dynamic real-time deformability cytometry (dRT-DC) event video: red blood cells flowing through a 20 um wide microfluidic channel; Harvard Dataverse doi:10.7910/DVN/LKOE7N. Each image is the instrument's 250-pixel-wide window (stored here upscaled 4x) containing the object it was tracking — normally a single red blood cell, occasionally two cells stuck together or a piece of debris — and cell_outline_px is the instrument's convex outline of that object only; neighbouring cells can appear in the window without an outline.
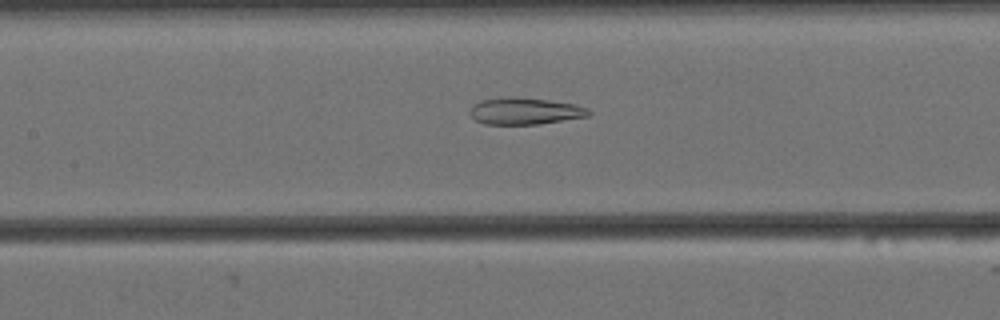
{"species": "Egyptian fruit bat (a non-hibernating species)", "species_latin": "Rousettus aegyptiacus", "temperature_condition": "cold", "stored_images_in_passage": 45, "camera_frame_rate_fps": 3000, "um_per_image_px": 0.085, "animal": {"sex": "female"}, "frame": {"image": 1, "passage_image": 13, "time_ms": 4.0, "image_size_px": [1000, 320], "cell_outline_px": [[592, 112], [588, 116], [540, 124], [484, 124], [476, 120], [468, 112], [472, 104], [480, 100], [500, 96], [508, 96], [548, 100], [576, 104], [588, 108]], "centroid_in_image_um": [44.58, 9.43], "position_along_channel_um": 162.8, "area_um2": 18.79}}
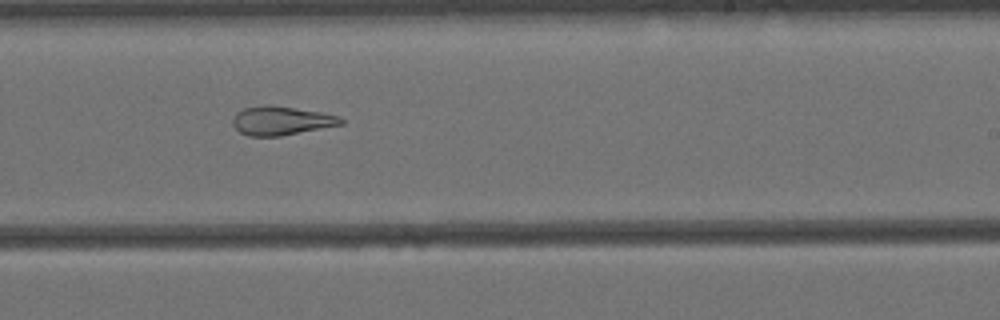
{"frame": {"image": 2, "passage_image": 22, "time_ms": 7.0, "image_size_px": [1000, 320], "cell_outline_px": [[344, 124], [280, 136], [248, 136], [240, 132], [232, 124], [232, 120], [236, 112], [244, 108], [268, 104], [320, 112], [336, 116], [344, 120]], "centroid_in_image_um": [23.87, 10.26], "position_along_channel_um": 265.1, "area_um2": 18.03}}
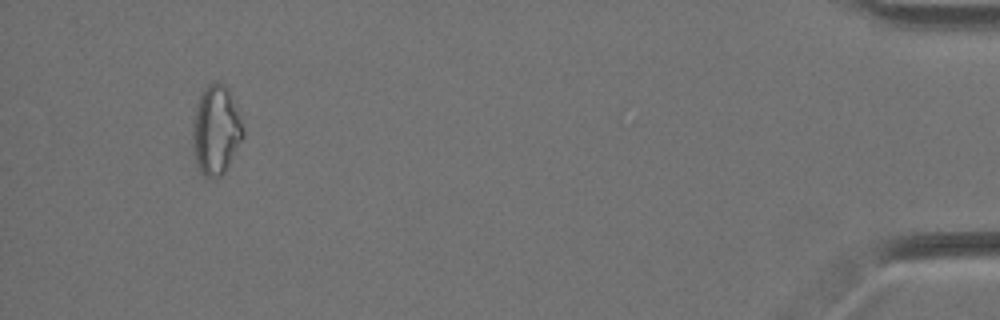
{"frame": {"image": 3, "passage_image": 42, "time_ms": 13.667, "image_size_px": [1000, 320], "cell_outline_px": [[244, 136], [224, 172], [220, 176], [204, 176], [200, 172], [196, 164], [192, 152], [192, 124], [196, 104], [200, 92], [208, 84], [216, 80], [224, 84], [228, 88], [244, 128]], "centroid_in_image_um": [18.32, 11.03], "position_along_channel_um": 416.9, "area_um2": 26.41}, "authors_computed_cell_mechanics": {"area_um2": 21.5016, "velocity_mm_per_s": 3.4335, "shape_relaxation_time_tau1_ms": null, "shape_relaxation_time_tau2_ms": 3.8187, "deformation_change_tau1": null, "deformation_change_tau2": 0.1324}}